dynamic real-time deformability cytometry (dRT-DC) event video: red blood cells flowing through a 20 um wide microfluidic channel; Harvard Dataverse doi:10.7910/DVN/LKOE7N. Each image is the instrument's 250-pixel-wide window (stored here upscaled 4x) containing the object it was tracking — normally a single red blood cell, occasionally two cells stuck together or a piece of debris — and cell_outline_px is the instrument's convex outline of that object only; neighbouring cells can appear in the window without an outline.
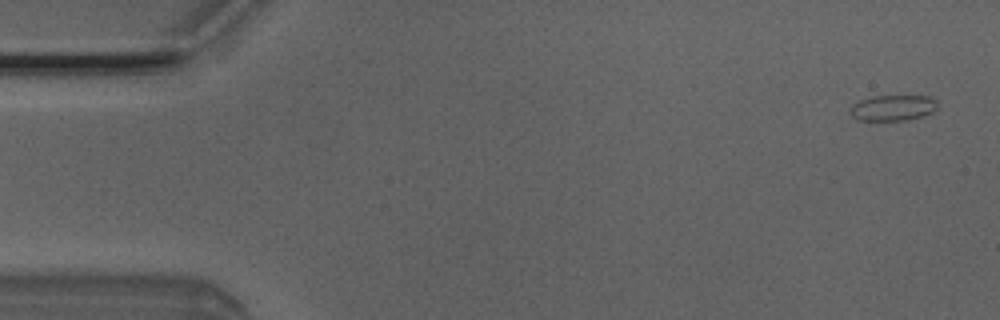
{"species": "Egyptian fruit bat (a non-hibernating species)", "species_latin": "Rousettus aegyptiacus", "temperature_condition": "room temperature", "stored_images_in_passage": 6, "camera_frame_rate_fps": 3000, "um_per_image_px": 0.085, "animal": {"sex": "male"}, "frame": {"image": 1, "passage_image": 1, "time_ms": 0.0, "image_size_px": [1000, 320], "cell_outline_px": [[936, 108], [932, 112], [924, 116], [904, 120], [856, 120], [848, 112], [852, 104], [860, 100], [872, 96], [932, 96], [936, 100]], "centroid_in_image_um": [75.87, 9.16], "position_along_channel_um": 9.1, "area_um2": 13.18}}